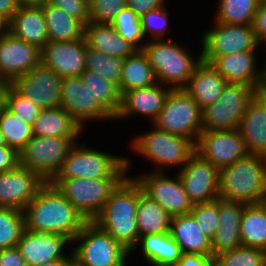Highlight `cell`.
Listing matches in <instances>:
<instances>
[{
    "label": "cell",
    "instance_id": "obj_31",
    "mask_svg": "<svg viewBox=\"0 0 266 266\" xmlns=\"http://www.w3.org/2000/svg\"><path fill=\"white\" fill-rule=\"evenodd\" d=\"M239 131L248 153L266 156V112L254 99L245 110Z\"/></svg>",
    "mask_w": 266,
    "mask_h": 266
},
{
    "label": "cell",
    "instance_id": "obj_57",
    "mask_svg": "<svg viewBox=\"0 0 266 266\" xmlns=\"http://www.w3.org/2000/svg\"><path fill=\"white\" fill-rule=\"evenodd\" d=\"M9 23L10 21L0 14V37L9 33Z\"/></svg>",
    "mask_w": 266,
    "mask_h": 266
},
{
    "label": "cell",
    "instance_id": "obj_42",
    "mask_svg": "<svg viewBox=\"0 0 266 266\" xmlns=\"http://www.w3.org/2000/svg\"><path fill=\"white\" fill-rule=\"evenodd\" d=\"M266 251L241 245L215 256L212 266H262Z\"/></svg>",
    "mask_w": 266,
    "mask_h": 266
},
{
    "label": "cell",
    "instance_id": "obj_35",
    "mask_svg": "<svg viewBox=\"0 0 266 266\" xmlns=\"http://www.w3.org/2000/svg\"><path fill=\"white\" fill-rule=\"evenodd\" d=\"M172 216L156 201L142 193L137 204V226L139 237L147 234H163L170 231Z\"/></svg>",
    "mask_w": 266,
    "mask_h": 266
},
{
    "label": "cell",
    "instance_id": "obj_20",
    "mask_svg": "<svg viewBox=\"0 0 266 266\" xmlns=\"http://www.w3.org/2000/svg\"><path fill=\"white\" fill-rule=\"evenodd\" d=\"M44 184L36 173L20 164L0 173V207L23 210Z\"/></svg>",
    "mask_w": 266,
    "mask_h": 266
},
{
    "label": "cell",
    "instance_id": "obj_32",
    "mask_svg": "<svg viewBox=\"0 0 266 266\" xmlns=\"http://www.w3.org/2000/svg\"><path fill=\"white\" fill-rule=\"evenodd\" d=\"M47 25L48 41H74L84 38V25L61 8L51 4L41 5Z\"/></svg>",
    "mask_w": 266,
    "mask_h": 266
},
{
    "label": "cell",
    "instance_id": "obj_17",
    "mask_svg": "<svg viewBox=\"0 0 266 266\" xmlns=\"http://www.w3.org/2000/svg\"><path fill=\"white\" fill-rule=\"evenodd\" d=\"M177 173L192 204L219 198V170L196 152Z\"/></svg>",
    "mask_w": 266,
    "mask_h": 266
},
{
    "label": "cell",
    "instance_id": "obj_14",
    "mask_svg": "<svg viewBox=\"0 0 266 266\" xmlns=\"http://www.w3.org/2000/svg\"><path fill=\"white\" fill-rule=\"evenodd\" d=\"M195 152L218 170L248 154L239 129L201 131L195 143Z\"/></svg>",
    "mask_w": 266,
    "mask_h": 266
},
{
    "label": "cell",
    "instance_id": "obj_23",
    "mask_svg": "<svg viewBox=\"0 0 266 266\" xmlns=\"http://www.w3.org/2000/svg\"><path fill=\"white\" fill-rule=\"evenodd\" d=\"M256 52L247 51L216 56L210 63L227 83L246 84L254 88L266 77V60L259 68L256 63L258 61Z\"/></svg>",
    "mask_w": 266,
    "mask_h": 266
},
{
    "label": "cell",
    "instance_id": "obj_27",
    "mask_svg": "<svg viewBox=\"0 0 266 266\" xmlns=\"http://www.w3.org/2000/svg\"><path fill=\"white\" fill-rule=\"evenodd\" d=\"M169 233L182 253L200 254L212 259L211 239L201 231L190 213L172 217Z\"/></svg>",
    "mask_w": 266,
    "mask_h": 266
},
{
    "label": "cell",
    "instance_id": "obj_21",
    "mask_svg": "<svg viewBox=\"0 0 266 266\" xmlns=\"http://www.w3.org/2000/svg\"><path fill=\"white\" fill-rule=\"evenodd\" d=\"M85 38L74 41H48L41 49V63L60 77L81 76L86 70Z\"/></svg>",
    "mask_w": 266,
    "mask_h": 266
},
{
    "label": "cell",
    "instance_id": "obj_15",
    "mask_svg": "<svg viewBox=\"0 0 266 266\" xmlns=\"http://www.w3.org/2000/svg\"><path fill=\"white\" fill-rule=\"evenodd\" d=\"M63 78L42 63L16 78L11 86L41 109L60 107Z\"/></svg>",
    "mask_w": 266,
    "mask_h": 266
},
{
    "label": "cell",
    "instance_id": "obj_10",
    "mask_svg": "<svg viewBox=\"0 0 266 266\" xmlns=\"http://www.w3.org/2000/svg\"><path fill=\"white\" fill-rule=\"evenodd\" d=\"M152 125L196 143L202 131V109L183 88L171 89Z\"/></svg>",
    "mask_w": 266,
    "mask_h": 266
},
{
    "label": "cell",
    "instance_id": "obj_2",
    "mask_svg": "<svg viewBox=\"0 0 266 266\" xmlns=\"http://www.w3.org/2000/svg\"><path fill=\"white\" fill-rule=\"evenodd\" d=\"M142 193V187L135 178L127 176L92 220L129 252L139 239L136 214L138 199Z\"/></svg>",
    "mask_w": 266,
    "mask_h": 266
},
{
    "label": "cell",
    "instance_id": "obj_61",
    "mask_svg": "<svg viewBox=\"0 0 266 266\" xmlns=\"http://www.w3.org/2000/svg\"><path fill=\"white\" fill-rule=\"evenodd\" d=\"M262 266H266V258H265V260L263 261Z\"/></svg>",
    "mask_w": 266,
    "mask_h": 266
},
{
    "label": "cell",
    "instance_id": "obj_53",
    "mask_svg": "<svg viewBox=\"0 0 266 266\" xmlns=\"http://www.w3.org/2000/svg\"><path fill=\"white\" fill-rule=\"evenodd\" d=\"M253 99L257 101L266 112V77L253 88Z\"/></svg>",
    "mask_w": 266,
    "mask_h": 266
},
{
    "label": "cell",
    "instance_id": "obj_38",
    "mask_svg": "<svg viewBox=\"0 0 266 266\" xmlns=\"http://www.w3.org/2000/svg\"><path fill=\"white\" fill-rule=\"evenodd\" d=\"M123 59L110 56L101 51L92 49L86 44L85 64L86 70L97 73L114 84L120 93V80Z\"/></svg>",
    "mask_w": 266,
    "mask_h": 266
},
{
    "label": "cell",
    "instance_id": "obj_41",
    "mask_svg": "<svg viewBox=\"0 0 266 266\" xmlns=\"http://www.w3.org/2000/svg\"><path fill=\"white\" fill-rule=\"evenodd\" d=\"M111 25L121 37L132 44L137 50L143 49L146 39L142 32L140 17L131 8L124 7Z\"/></svg>",
    "mask_w": 266,
    "mask_h": 266
},
{
    "label": "cell",
    "instance_id": "obj_49",
    "mask_svg": "<svg viewBox=\"0 0 266 266\" xmlns=\"http://www.w3.org/2000/svg\"><path fill=\"white\" fill-rule=\"evenodd\" d=\"M18 165V152L7 145H0V173L13 170Z\"/></svg>",
    "mask_w": 266,
    "mask_h": 266
},
{
    "label": "cell",
    "instance_id": "obj_9",
    "mask_svg": "<svg viewBox=\"0 0 266 266\" xmlns=\"http://www.w3.org/2000/svg\"><path fill=\"white\" fill-rule=\"evenodd\" d=\"M82 137L35 136L19 151V164L50 183L59 173L69 149Z\"/></svg>",
    "mask_w": 266,
    "mask_h": 266
},
{
    "label": "cell",
    "instance_id": "obj_18",
    "mask_svg": "<svg viewBox=\"0 0 266 266\" xmlns=\"http://www.w3.org/2000/svg\"><path fill=\"white\" fill-rule=\"evenodd\" d=\"M72 241L66 236L51 233H39L24 230L17 247L26 266H36L53 260H73ZM70 246V252L65 253Z\"/></svg>",
    "mask_w": 266,
    "mask_h": 266
},
{
    "label": "cell",
    "instance_id": "obj_28",
    "mask_svg": "<svg viewBox=\"0 0 266 266\" xmlns=\"http://www.w3.org/2000/svg\"><path fill=\"white\" fill-rule=\"evenodd\" d=\"M84 38L88 47L121 59L132 56L137 51L111 24L88 22L84 26Z\"/></svg>",
    "mask_w": 266,
    "mask_h": 266
},
{
    "label": "cell",
    "instance_id": "obj_30",
    "mask_svg": "<svg viewBox=\"0 0 266 266\" xmlns=\"http://www.w3.org/2000/svg\"><path fill=\"white\" fill-rule=\"evenodd\" d=\"M83 130L62 107L42 109L32 125L33 135L41 137H82Z\"/></svg>",
    "mask_w": 266,
    "mask_h": 266
},
{
    "label": "cell",
    "instance_id": "obj_37",
    "mask_svg": "<svg viewBox=\"0 0 266 266\" xmlns=\"http://www.w3.org/2000/svg\"><path fill=\"white\" fill-rule=\"evenodd\" d=\"M213 22L252 25L258 0H219Z\"/></svg>",
    "mask_w": 266,
    "mask_h": 266
},
{
    "label": "cell",
    "instance_id": "obj_43",
    "mask_svg": "<svg viewBox=\"0 0 266 266\" xmlns=\"http://www.w3.org/2000/svg\"><path fill=\"white\" fill-rule=\"evenodd\" d=\"M169 12L166 4L160 8L149 11L140 17L141 28L146 41L167 40L169 32ZM150 36V37H149ZM149 37V38H148Z\"/></svg>",
    "mask_w": 266,
    "mask_h": 266
},
{
    "label": "cell",
    "instance_id": "obj_22",
    "mask_svg": "<svg viewBox=\"0 0 266 266\" xmlns=\"http://www.w3.org/2000/svg\"><path fill=\"white\" fill-rule=\"evenodd\" d=\"M171 89L161 83H156L149 87L126 91L121 96V106L114 121L140 115V117H147L152 124L162 110Z\"/></svg>",
    "mask_w": 266,
    "mask_h": 266
},
{
    "label": "cell",
    "instance_id": "obj_56",
    "mask_svg": "<svg viewBox=\"0 0 266 266\" xmlns=\"http://www.w3.org/2000/svg\"><path fill=\"white\" fill-rule=\"evenodd\" d=\"M36 266H73V260H53Z\"/></svg>",
    "mask_w": 266,
    "mask_h": 266
},
{
    "label": "cell",
    "instance_id": "obj_19",
    "mask_svg": "<svg viewBox=\"0 0 266 266\" xmlns=\"http://www.w3.org/2000/svg\"><path fill=\"white\" fill-rule=\"evenodd\" d=\"M41 63V50L10 32L0 37V80L12 83Z\"/></svg>",
    "mask_w": 266,
    "mask_h": 266
},
{
    "label": "cell",
    "instance_id": "obj_26",
    "mask_svg": "<svg viewBox=\"0 0 266 266\" xmlns=\"http://www.w3.org/2000/svg\"><path fill=\"white\" fill-rule=\"evenodd\" d=\"M226 84L227 81L211 63L201 61L183 89L204 109L219 99Z\"/></svg>",
    "mask_w": 266,
    "mask_h": 266
},
{
    "label": "cell",
    "instance_id": "obj_25",
    "mask_svg": "<svg viewBox=\"0 0 266 266\" xmlns=\"http://www.w3.org/2000/svg\"><path fill=\"white\" fill-rule=\"evenodd\" d=\"M9 32L41 50L48 42L47 25L41 5L19 6L10 19Z\"/></svg>",
    "mask_w": 266,
    "mask_h": 266
},
{
    "label": "cell",
    "instance_id": "obj_40",
    "mask_svg": "<svg viewBox=\"0 0 266 266\" xmlns=\"http://www.w3.org/2000/svg\"><path fill=\"white\" fill-rule=\"evenodd\" d=\"M24 230L23 210L0 207V250L17 246Z\"/></svg>",
    "mask_w": 266,
    "mask_h": 266
},
{
    "label": "cell",
    "instance_id": "obj_51",
    "mask_svg": "<svg viewBox=\"0 0 266 266\" xmlns=\"http://www.w3.org/2000/svg\"><path fill=\"white\" fill-rule=\"evenodd\" d=\"M0 266H26L17 246L0 250Z\"/></svg>",
    "mask_w": 266,
    "mask_h": 266
},
{
    "label": "cell",
    "instance_id": "obj_58",
    "mask_svg": "<svg viewBox=\"0 0 266 266\" xmlns=\"http://www.w3.org/2000/svg\"><path fill=\"white\" fill-rule=\"evenodd\" d=\"M19 6H39L44 0H16Z\"/></svg>",
    "mask_w": 266,
    "mask_h": 266
},
{
    "label": "cell",
    "instance_id": "obj_24",
    "mask_svg": "<svg viewBox=\"0 0 266 266\" xmlns=\"http://www.w3.org/2000/svg\"><path fill=\"white\" fill-rule=\"evenodd\" d=\"M245 203L219 198V226L211 239L212 259L241 246L240 225Z\"/></svg>",
    "mask_w": 266,
    "mask_h": 266
},
{
    "label": "cell",
    "instance_id": "obj_8",
    "mask_svg": "<svg viewBox=\"0 0 266 266\" xmlns=\"http://www.w3.org/2000/svg\"><path fill=\"white\" fill-rule=\"evenodd\" d=\"M74 143L53 180L68 178L112 179L125 165L126 157Z\"/></svg>",
    "mask_w": 266,
    "mask_h": 266
},
{
    "label": "cell",
    "instance_id": "obj_59",
    "mask_svg": "<svg viewBox=\"0 0 266 266\" xmlns=\"http://www.w3.org/2000/svg\"><path fill=\"white\" fill-rule=\"evenodd\" d=\"M0 145H6V142H5V140H4V136H3V134L1 133V131H0Z\"/></svg>",
    "mask_w": 266,
    "mask_h": 266
},
{
    "label": "cell",
    "instance_id": "obj_3",
    "mask_svg": "<svg viewBox=\"0 0 266 266\" xmlns=\"http://www.w3.org/2000/svg\"><path fill=\"white\" fill-rule=\"evenodd\" d=\"M219 198L245 204L266 201V156L248 153L219 170Z\"/></svg>",
    "mask_w": 266,
    "mask_h": 266
},
{
    "label": "cell",
    "instance_id": "obj_54",
    "mask_svg": "<svg viewBox=\"0 0 266 266\" xmlns=\"http://www.w3.org/2000/svg\"><path fill=\"white\" fill-rule=\"evenodd\" d=\"M19 8L16 0H0V14L5 16L9 21Z\"/></svg>",
    "mask_w": 266,
    "mask_h": 266
},
{
    "label": "cell",
    "instance_id": "obj_34",
    "mask_svg": "<svg viewBox=\"0 0 266 266\" xmlns=\"http://www.w3.org/2000/svg\"><path fill=\"white\" fill-rule=\"evenodd\" d=\"M155 73L142 50H137L132 56L123 59L120 80V95L126 91L155 85Z\"/></svg>",
    "mask_w": 266,
    "mask_h": 266
},
{
    "label": "cell",
    "instance_id": "obj_44",
    "mask_svg": "<svg viewBox=\"0 0 266 266\" xmlns=\"http://www.w3.org/2000/svg\"><path fill=\"white\" fill-rule=\"evenodd\" d=\"M190 214L201 231L212 239L219 226V198L208 203L193 204Z\"/></svg>",
    "mask_w": 266,
    "mask_h": 266
},
{
    "label": "cell",
    "instance_id": "obj_1",
    "mask_svg": "<svg viewBox=\"0 0 266 266\" xmlns=\"http://www.w3.org/2000/svg\"><path fill=\"white\" fill-rule=\"evenodd\" d=\"M23 213L26 230L59 234L71 241L88 222L51 183L38 190Z\"/></svg>",
    "mask_w": 266,
    "mask_h": 266
},
{
    "label": "cell",
    "instance_id": "obj_13",
    "mask_svg": "<svg viewBox=\"0 0 266 266\" xmlns=\"http://www.w3.org/2000/svg\"><path fill=\"white\" fill-rule=\"evenodd\" d=\"M139 176L135 180L142 187L143 193L156 201L172 217L189 214L193 204L189 200L183 184L176 173L172 176L167 172L151 171ZM175 177V178H174Z\"/></svg>",
    "mask_w": 266,
    "mask_h": 266
},
{
    "label": "cell",
    "instance_id": "obj_52",
    "mask_svg": "<svg viewBox=\"0 0 266 266\" xmlns=\"http://www.w3.org/2000/svg\"><path fill=\"white\" fill-rule=\"evenodd\" d=\"M176 266H212V259L205 255L182 253Z\"/></svg>",
    "mask_w": 266,
    "mask_h": 266
},
{
    "label": "cell",
    "instance_id": "obj_5",
    "mask_svg": "<svg viewBox=\"0 0 266 266\" xmlns=\"http://www.w3.org/2000/svg\"><path fill=\"white\" fill-rule=\"evenodd\" d=\"M150 127L147 133L145 131L131 139L130 150L155 164L152 171L180 170L195 153V143L190 138L162 131L154 125L150 124Z\"/></svg>",
    "mask_w": 266,
    "mask_h": 266
},
{
    "label": "cell",
    "instance_id": "obj_12",
    "mask_svg": "<svg viewBox=\"0 0 266 266\" xmlns=\"http://www.w3.org/2000/svg\"><path fill=\"white\" fill-rule=\"evenodd\" d=\"M213 27L200 36L202 61L210 63L216 56L247 51H260L252 25L223 24L214 22Z\"/></svg>",
    "mask_w": 266,
    "mask_h": 266
},
{
    "label": "cell",
    "instance_id": "obj_4",
    "mask_svg": "<svg viewBox=\"0 0 266 266\" xmlns=\"http://www.w3.org/2000/svg\"><path fill=\"white\" fill-rule=\"evenodd\" d=\"M181 45L170 37L167 40L147 41L142 49L157 82L172 89L184 88L202 61L201 52L193 58L192 50Z\"/></svg>",
    "mask_w": 266,
    "mask_h": 266
},
{
    "label": "cell",
    "instance_id": "obj_39",
    "mask_svg": "<svg viewBox=\"0 0 266 266\" xmlns=\"http://www.w3.org/2000/svg\"><path fill=\"white\" fill-rule=\"evenodd\" d=\"M0 131L6 145L18 153L33 137L32 126L20 120L7 108L0 113Z\"/></svg>",
    "mask_w": 266,
    "mask_h": 266
},
{
    "label": "cell",
    "instance_id": "obj_36",
    "mask_svg": "<svg viewBox=\"0 0 266 266\" xmlns=\"http://www.w3.org/2000/svg\"><path fill=\"white\" fill-rule=\"evenodd\" d=\"M81 78L94 99L115 118L121 106L118 88L104 77L89 70H84Z\"/></svg>",
    "mask_w": 266,
    "mask_h": 266
},
{
    "label": "cell",
    "instance_id": "obj_6",
    "mask_svg": "<svg viewBox=\"0 0 266 266\" xmlns=\"http://www.w3.org/2000/svg\"><path fill=\"white\" fill-rule=\"evenodd\" d=\"M131 160L127 156L126 165L112 179L68 178L52 180L50 183L87 221H92L128 173L130 176Z\"/></svg>",
    "mask_w": 266,
    "mask_h": 266
},
{
    "label": "cell",
    "instance_id": "obj_55",
    "mask_svg": "<svg viewBox=\"0 0 266 266\" xmlns=\"http://www.w3.org/2000/svg\"><path fill=\"white\" fill-rule=\"evenodd\" d=\"M10 86V82L0 80V113L6 108V96Z\"/></svg>",
    "mask_w": 266,
    "mask_h": 266
},
{
    "label": "cell",
    "instance_id": "obj_60",
    "mask_svg": "<svg viewBox=\"0 0 266 266\" xmlns=\"http://www.w3.org/2000/svg\"><path fill=\"white\" fill-rule=\"evenodd\" d=\"M260 4H266V0H258Z\"/></svg>",
    "mask_w": 266,
    "mask_h": 266
},
{
    "label": "cell",
    "instance_id": "obj_45",
    "mask_svg": "<svg viewBox=\"0 0 266 266\" xmlns=\"http://www.w3.org/2000/svg\"><path fill=\"white\" fill-rule=\"evenodd\" d=\"M6 108L20 120L31 126L42 110L35 102L23 97L12 86H10L7 92Z\"/></svg>",
    "mask_w": 266,
    "mask_h": 266
},
{
    "label": "cell",
    "instance_id": "obj_47",
    "mask_svg": "<svg viewBox=\"0 0 266 266\" xmlns=\"http://www.w3.org/2000/svg\"><path fill=\"white\" fill-rule=\"evenodd\" d=\"M44 3L61 8L84 26L89 22V0H44Z\"/></svg>",
    "mask_w": 266,
    "mask_h": 266
},
{
    "label": "cell",
    "instance_id": "obj_50",
    "mask_svg": "<svg viewBox=\"0 0 266 266\" xmlns=\"http://www.w3.org/2000/svg\"><path fill=\"white\" fill-rule=\"evenodd\" d=\"M165 4L166 0H126L127 7L131 8L139 17Z\"/></svg>",
    "mask_w": 266,
    "mask_h": 266
},
{
    "label": "cell",
    "instance_id": "obj_29",
    "mask_svg": "<svg viewBox=\"0 0 266 266\" xmlns=\"http://www.w3.org/2000/svg\"><path fill=\"white\" fill-rule=\"evenodd\" d=\"M136 250L141 251L140 255H143L148 265L176 266L182 255L179 245L169 232L140 236L130 254L137 253Z\"/></svg>",
    "mask_w": 266,
    "mask_h": 266
},
{
    "label": "cell",
    "instance_id": "obj_7",
    "mask_svg": "<svg viewBox=\"0 0 266 266\" xmlns=\"http://www.w3.org/2000/svg\"><path fill=\"white\" fill-rule=\"evenodd\" d=\"M71 250L73 266H127L131 256L93 221H88L72 240Z\"/></svg>",
    "mask_w": 266,
    "mask_h": 266
},
{
    "label": "cell",
    "instance_id": "obj_62",
    "mask_svg": "<svg viewBox=\"0 0 266 266\" xmlns=\"http://www.w3.org/2000/svg\"><path fill=\"white\" fill-rule=\"evenodd\" d=\"M150 266H168V265H150Z\"/></svg>",
    "mask_w": 266,
    "mask_h": 266
},
{
    "label": "cell",
    "instance_id": "obj_33",
    "mask_svg": "<svg viewBox=\"0 0 266 266\" xmlns=\"http://www.w3.org/2000/svg\"><path fill=\"white\" fill-rule=\"evenodd\" d=\"M240 239L244 246L266 251V201L244 205Z\"/></svg>",
    "mask_w": 266,
    "mask_h": 266
},
{
    "label": "cell",
    "instance_id": "obj_48",
    "mask_svg": "<svg viewBox=\"0 0 266 266\" xmlns=\"http://www.w3.org/2000/svg\"><path fill=\"white\" fill-rule=\"evenodd\" d=\"M252 29L261 46L266 45V4H260L253 17Z\"/></svg>",
    "mask_w": 266,
    "mask_h": 266
},
{
    "label": "cell",
    "instance_id": "obj_11",
    "mask_svg": "<svg viewBox=\"0 0 266 266\" xmlns=\"http://www.w3.org/2000/svg\"><path fill=\"white\" fill-rule=\"evenodd\" d=\"M253 100V87L227 83L214 104L202 109V131L239 129L248 104Z\"/></svg>",
    "mask_w": 266,
    "mask_h": 266
},
{
    "label": "cell",
    "instance_id": "obj_16",
    "mask_svg": "<svg viewBox=\"0 0 266 266\" xmlns=\"http://www.w3.org/2000/svg\"><path fill=\"white\" fill-rule=\"evenodd\" d=\"M60 107L85 130L88 122L113 121L114 118L94 99L81 76L64 77L61 86Z\"/></svg>",
    "mask_w": 266,
    "mask_h": 266
},
{
    "label": "cell",
    "instance_id": "obj_46",
    "mask_svg": "<svg viewBox=\"0 0 266 266\" xmlns=\"http://www.w3.org/2000/svg\"><path fill=\"white\" fill-rule=\"evenodd\" d=\"M126 6V0H89V22L111 24Z\"/></svg>",
    "mask_w": 266,
    "mask_h": 266
}]
</instances>
